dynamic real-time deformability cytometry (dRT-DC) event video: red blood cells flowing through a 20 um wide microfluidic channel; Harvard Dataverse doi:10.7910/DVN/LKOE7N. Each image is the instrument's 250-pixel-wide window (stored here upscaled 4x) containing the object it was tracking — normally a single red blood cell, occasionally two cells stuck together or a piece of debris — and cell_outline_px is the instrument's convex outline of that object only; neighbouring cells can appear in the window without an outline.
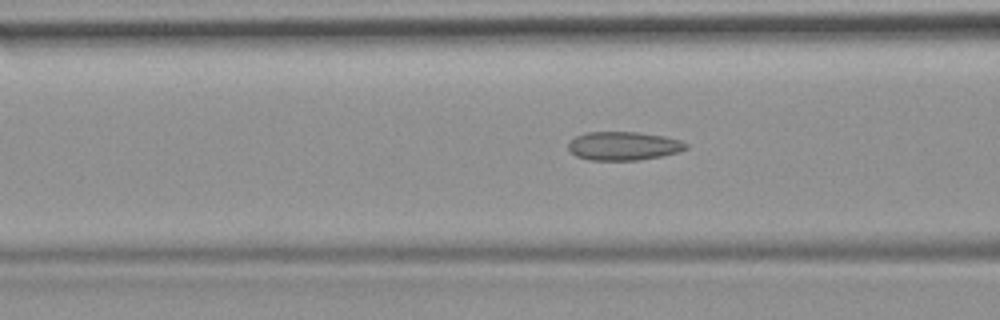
{"species": "common noctule bat (a hibernating species)", "species_latin": "Nyctalus noctula", "temperature_condition": "room temperature", "stored_images_in_passage": 53, "camera_frame_rate_fps": 3000, "um_per_image_px": 0.085, "animal": {"sex": "female", "body_mass_g": 19.9}, "frame": {"image": 1, "passage_image": 21, "time_ms": 6.667, "image_size_px": [1000, 320], "cell_outline_px": [[688, 148], [680, 152], [640, 160], [588, 160], [576, 156], [568, 148], [568, 144], [576, 136], [588, 132], [640, 132], [664, 136], [680, 140], [688, 144]], "centroid_in_image_um": [53.03, 12.4], "position_along_channel_um": 113.6, "area_um2": 19.65}}
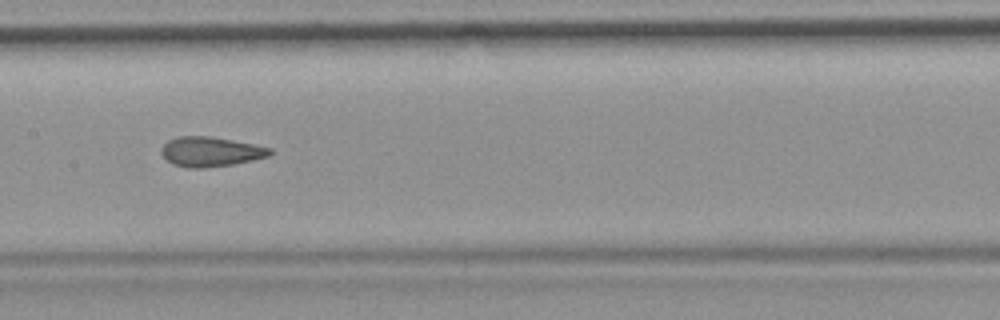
{"frame": {"image": 2, "passage_image": 27, "time_ms": 8.667, "image_size_px": [1000, 320], "cell_outline_px": [[272, 152], [268, 156], [252, 160], [232, 164], [204, 168], [188, 168], [172, 164], [160, 152], [160, 148], [168, 140], [176, 136], [212, 136], [256, 144], [272, 148]], "centroid_in_image_um": [17.89, 12.88], "position_along_channel_um": 189.5, "area_um2": 18.96}}
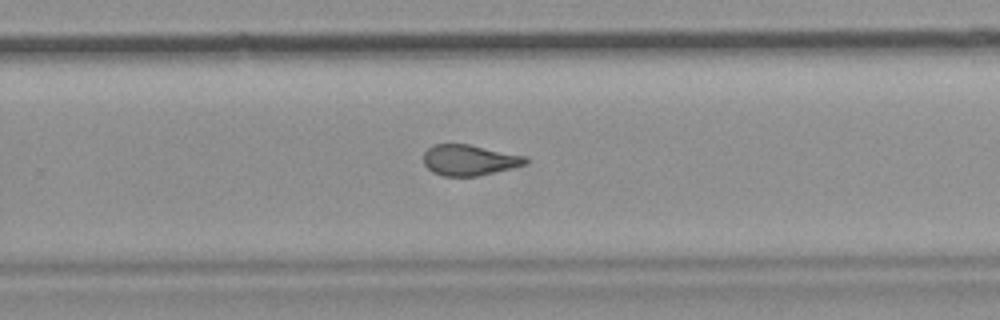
{"frame": {"image": 3, "passage_image": 35, "time_ms": 11.333, "image_size_px": [1000, 320], "cell_outline_px": [[528, 164], [512, 168], [476, 176], [444, 176], [432, 172], [424, 164], [424, 152], [428, 148], [436, 144], [468, 144], [528, 156]], "centroid_in_image_um": [39.92, 13.6], "position_along_channel_um": 289.9, "area_um2": 18.32}, "authors_computed_cell_mechanics": {"area_um2": 19.4208, "velocity_mm_per_s": 3.7855, "shape_relaxation_time_tau1_ms": null, "shape_relaxation_time_tau2_ms": 1.5625, "deformation_change_tau1": null, "deformation_change_tau2": 0.0845}}